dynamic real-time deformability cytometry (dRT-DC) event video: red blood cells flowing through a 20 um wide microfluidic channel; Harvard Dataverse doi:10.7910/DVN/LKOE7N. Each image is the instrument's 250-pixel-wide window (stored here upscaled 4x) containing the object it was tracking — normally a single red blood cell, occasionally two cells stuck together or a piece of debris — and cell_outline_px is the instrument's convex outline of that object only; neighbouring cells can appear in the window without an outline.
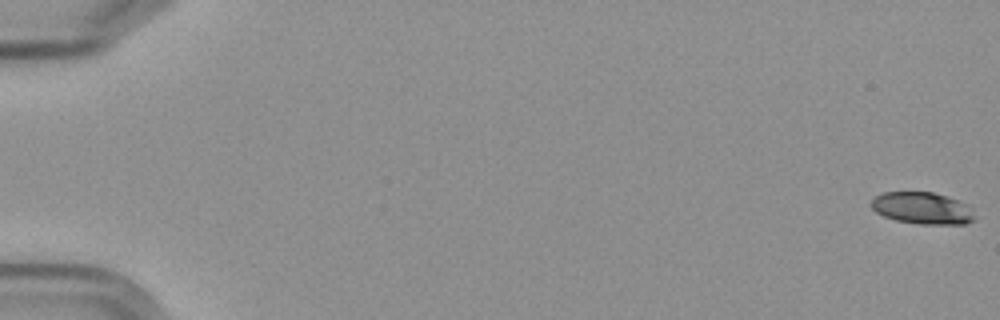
{"species": "Egyptian fruit bat (a non-hibernating species)", "species_latin": "Rousettus aegyptiacus", "temperature_condition": "cold", "stored_images_in_passage": 5, "camera_frame_rate_fps": 3000, "um_per_image_px": 0.085, "frame": {"image": 1, "passage_image": 1, "time_ms": 0.0, "image_size_px": [1000, 320], "cell_outline_px": [[976, 220], [964, 224], [920, 224], [896, 220], [884, 216], [876, 212], [868, 204], [876, 196], [884, 192], [932, 192], [968, 204], [972, 208], [976, 216]], "centroid_in_image_um": [78.42, 17.7], "position_along_channel_um": 6.6, "area_um2": 19.31}}